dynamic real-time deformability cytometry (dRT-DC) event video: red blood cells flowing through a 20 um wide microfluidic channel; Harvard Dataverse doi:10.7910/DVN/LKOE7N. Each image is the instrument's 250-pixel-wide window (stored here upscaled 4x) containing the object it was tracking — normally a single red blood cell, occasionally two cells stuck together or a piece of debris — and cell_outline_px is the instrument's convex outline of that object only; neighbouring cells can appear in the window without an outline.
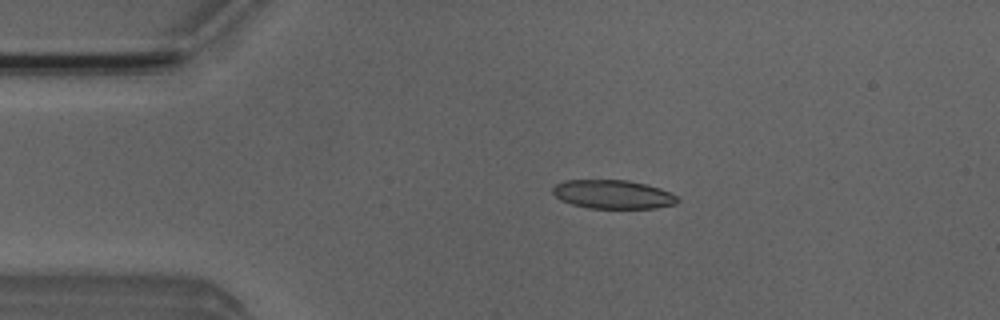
{"species": "Egyptian fruit bat (a non-hibernating species)", "species_latin": "Rousettus aegyptiacus", "temperature_condition": "room temperature", "stored_images_in_passage": 3, "camera_frame_rate_fps": 3000, "um_per_image_px": 0.085, "animal": {"sex": "male"}, "frame": {"image": 1, "passage_image": 2, "time_ms": 2.0, "image_size_px": [1000, 320], "cell_outline_px": [[680, 200], [676, 204], [656, 208], [588, 208], [572, 204], [560, 200], [552, 192], [552, 188], [556, 184], [564, 180], [628, 180], [660, 188], [676, 196]], "centroid_in_image_um": [52.08, 16.52], "position_along_channel_um": 32.9, "area_um2": 20.87}}